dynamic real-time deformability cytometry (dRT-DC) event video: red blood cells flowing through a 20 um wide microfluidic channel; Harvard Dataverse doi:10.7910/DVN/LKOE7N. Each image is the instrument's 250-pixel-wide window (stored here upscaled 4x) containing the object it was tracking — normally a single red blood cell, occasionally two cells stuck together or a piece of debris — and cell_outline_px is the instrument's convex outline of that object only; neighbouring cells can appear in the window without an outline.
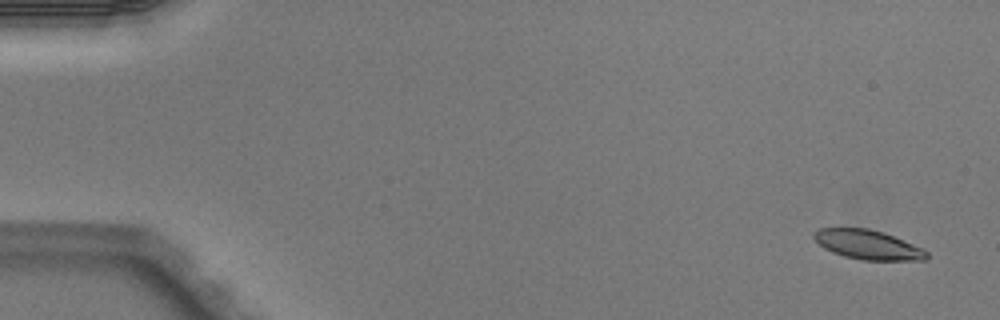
{"species": "Egyptian fruit bat (a non-hibernating species)", "species_latin": "Rousettus aegyptiacus", "temperature_condition": "warm", "stored_images_in_passage": 6, "camera_frame_rate_fps": 3000, "um_per_image_px": 0.085, "animal": {"sex": "male"}, "frame": {"image": 1, "passage_image": 1, "time_ms": 0.0, "image_size_px": [1000, 320], "cell_outline_px": [[928, 260], [860, 260], [844, 256], [832, 252], [824, 248], [812, 236], [812, 232], [820, 228], [868, 228], [884, 232], [924, 248], [928, 252]], "centroid_in_image_um": [73.79, 20.8], "position_along_channel_um": 11.2, "area_um2": 19.48}}
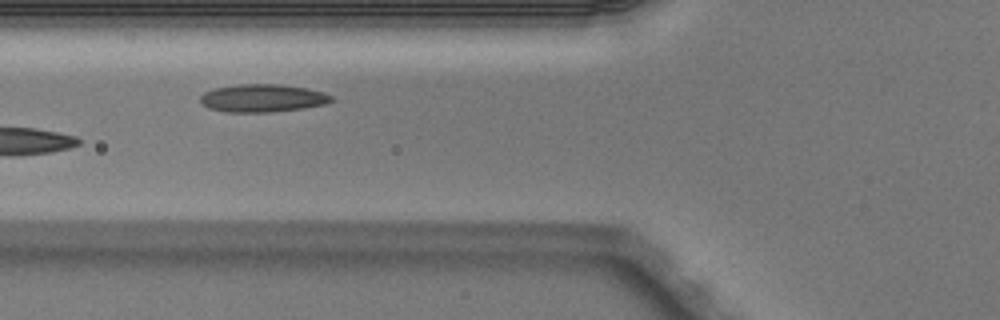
{"frame": {"image": 2, "passage_image": 5, "time_ms": 1.333, "image_size_px": [1000, 320], "cell_outline_px": [[336, 100], [324, 104], [304, 108], [272, 112], [224, 112], [208, 108], [200, 100], [200, 96], [204, 92], [212, 88], [236, 84], [280, 84], [308, 88], [324, 92], [332, 96]], "centroid_in_image_um": [22.33, 8.33], "position_along_channel_um": 103.5, "area_um2": 21.56}}
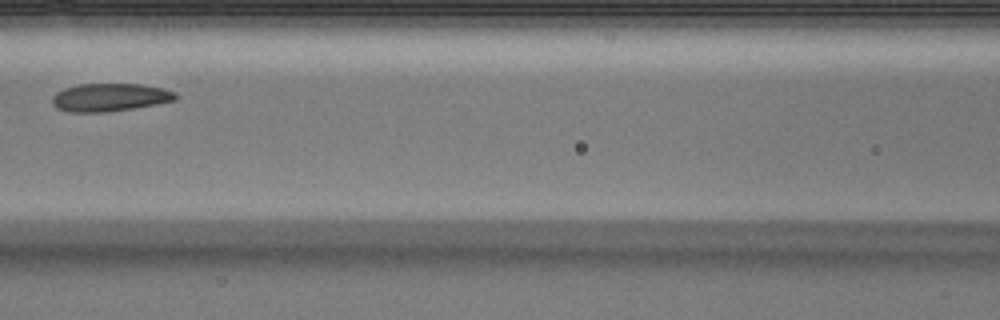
{"frame": {"image": 3, "passage_image": 6, "time_ms": 1.667, "image_size_px": [1000, 320], "cell_outline_px": [[180, 96], [176, 100], [156, 104], [132, 108], [104, 112], [68, 112], [56, 108], [52, 104], [52, 96], [56, 92], [64, 88], [76, 84], [140, 84], [160, 88], [176, 92]], "centroid_in_image_um": [9.31, 8.27], "position_along_channel_um": 157.3, "area_um2": 20.17}}